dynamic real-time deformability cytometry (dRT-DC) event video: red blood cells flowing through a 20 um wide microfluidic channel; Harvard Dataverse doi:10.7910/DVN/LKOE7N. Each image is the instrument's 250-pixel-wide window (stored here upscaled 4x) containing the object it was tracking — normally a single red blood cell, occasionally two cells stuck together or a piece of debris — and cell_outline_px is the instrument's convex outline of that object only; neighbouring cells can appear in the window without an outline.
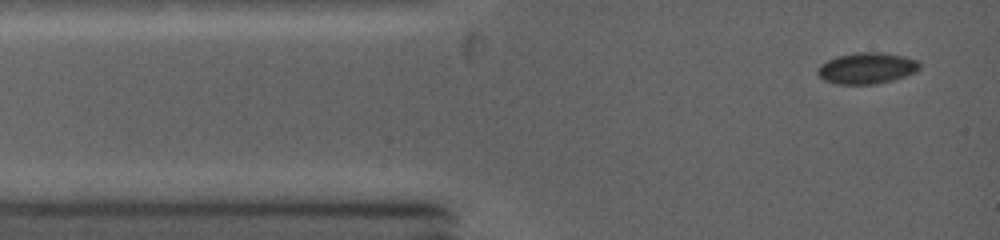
{"species": "common noctule bat (a hibernating species)", "species_latin": "Nyctalus noctula", "temperature_condition": "warm", "stored_images_in_passage": 5, "camera_frame_rate_fps": 5000, "um_per_image_px": 0.085, "animal": {"sex": "female", "body_mass_g": 19.0, "forearm_length_mm": 53.3}, "frame": {"image": 1, "passage_image": 1, "time_ms": 0.0, "image_size_px": [1000, 240], "cell_outline_px": [[920, 68], [904, 76], [872, 84], [840, 84], [824, 80], [820, 76], [820, 64], [836, 56], [860, 52], [880, 52], [904, 56], [916, 60], [920, 64]], "centroid_in_image_um": [73.67, 5.78], "position_along_channel_um": 11.3, "area_um2": 17.98}}
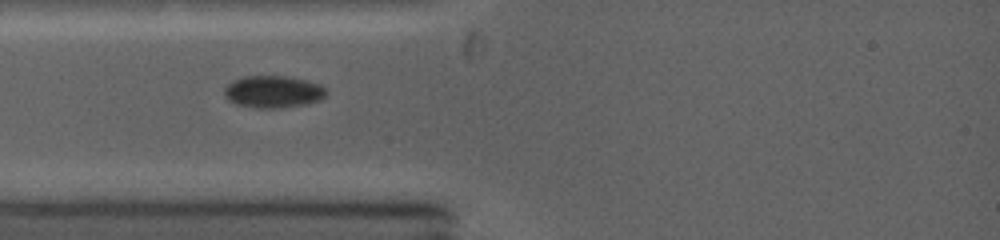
{"frame": {"image": 2, "passage_image": 4, "time_ms": 2.2, "image_size_px": [1000, 240], "cell_outline_px": [[324, 96], [320, 100], [304, 104], [280, 108], [256, 108], [236, 104], [228, 100], [224, 92], [224, 88], [228, 84], [244, 76], [284, 76], [304, 80], [316, 84], [324, 88]], "centroid_in_image_um": [23.16, 7.81], "position_along_channel_um": 61.8, "area_um2": 18.67}}